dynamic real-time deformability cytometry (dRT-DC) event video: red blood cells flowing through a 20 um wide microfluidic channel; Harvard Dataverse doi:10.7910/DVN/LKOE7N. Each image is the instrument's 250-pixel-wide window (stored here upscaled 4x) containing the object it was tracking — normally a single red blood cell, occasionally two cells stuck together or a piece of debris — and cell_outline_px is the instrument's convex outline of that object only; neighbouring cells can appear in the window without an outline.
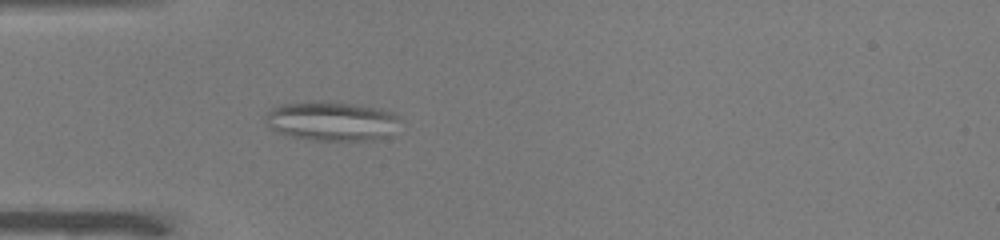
{"species": "common noctule bat (a hibernating species)", "species_latin": "Nyctalus noctula", "temperature_condition": "warm", "stored_images_in_passage": 40, "camera_frame_rate_fps": 3000, "um_per_image_px": 0.085, "animal": {"sex": "male", "body_mass_g": 19.0, "forearm_length_mm": 50.8}, "frame": {"image": 1, "passage_image": 10, "time_ms": 3.0, "image_size_px": [1000, 240], "cell_outline_px": [[400, 116], [388, 136], [368, 140], [312, 140], [292, 136], [276, 132], [264, 120], [264, 116], [272, 108], [284, 104], [352, 104], [380, 108], [396, 112]], "centroid_in_image_um": [28.2, 10.33], "position_along_channel_um": 56.8, "area_um2": 29.65}}
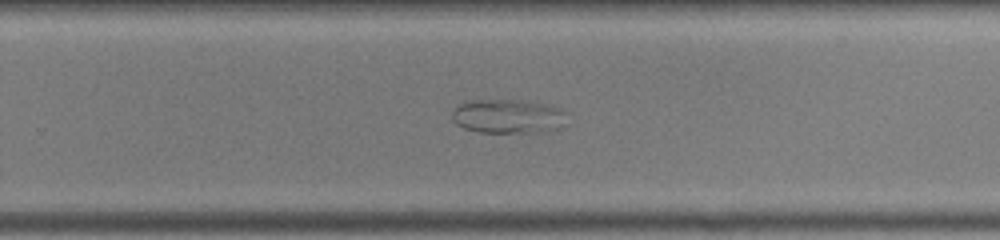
{"frame": {"image": 2, "passage_image": 28, "time_ms": 9.0, "image_size_px": [1000, 240], "cell_outline_px": [[568, 124], [556, 128], [532, 132], [480, 132], [464, 128], [456, 124], [452, 120], [452, 108], [456, 104], [472, 100], [524, 100], [560, 108], [564, 112]], "centroid_in_image_um": [43.13, 9.87], "position_along_channel_um": 286.7, "area_um2": 22.83}}
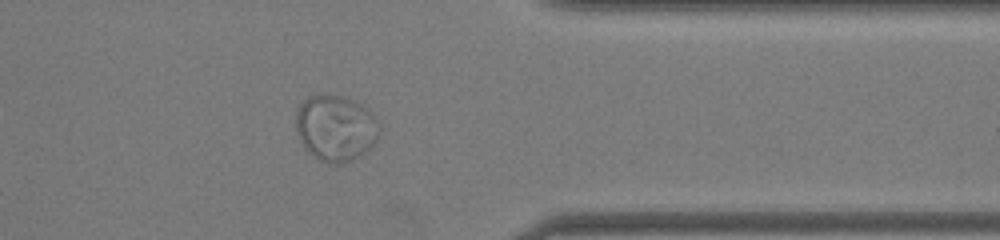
{"frame": {"image": 3, "passage_image": 36, "time_ms": 11.667, "image_size_px": [1000, 240], "cell_outline_px": [[380, 136], [364, 152], [352, 160], [340, 164], [328, 164], [320, 160], [308, 152], [304, 148], [300, 140], [296, 128], [296, 112], [300, 104], [308, 96], [316, 92], [344, 96], [356, 100], [368, 108], [372, 112], [380, 124]], "centroid_in_image_um": [28.53, 10.84], "position_along_channel_um": 382.9, "area_um2": 32.83}}